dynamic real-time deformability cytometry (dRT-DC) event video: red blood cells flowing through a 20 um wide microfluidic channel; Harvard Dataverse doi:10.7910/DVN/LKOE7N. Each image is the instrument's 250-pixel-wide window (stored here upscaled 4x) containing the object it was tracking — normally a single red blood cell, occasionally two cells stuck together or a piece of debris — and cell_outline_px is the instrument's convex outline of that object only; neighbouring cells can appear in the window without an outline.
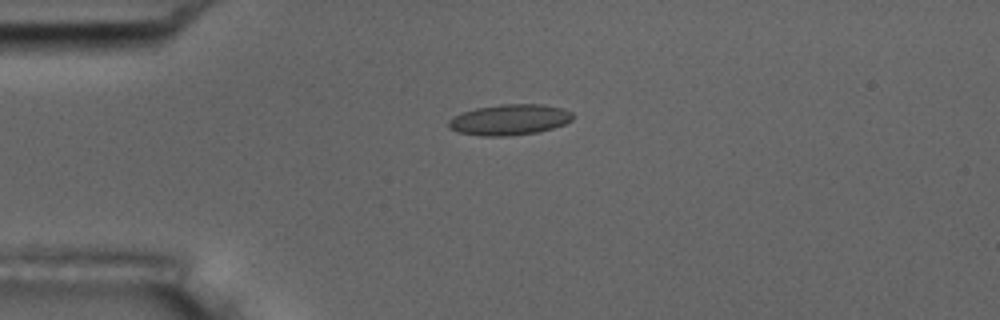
{"species": "common noctule bat (a hibernating species)", "species_latin": "Nyctalus noctula", "temperature_condition": "room temperature", "stored_images_in_passage": 5, "camera_frame_rate_fps": 3000, "um_per_image_px": 0.085, "animal": {"sex": "male", "body_mass_g": 17.5, "forearm_length_mm": 52.3}, "frame": {"image": 1, "passage_image": 4, "time_ms": 4.333, "image_size_px": [1000, 320], "cell_outline_px": [[576, 116], [572, 120], [564, 124], [552, 128], [536, 132], [508, 136], [480, 136], [460, 132], [448, 128], [448, 120], [452, 116], [476, 108], [500, 104], [544, 104], [564, 108], [572, 112]], "centroid_in_image_um": [43.33, 10.16], "position_along_channel_um": 41.7, "area_um2": 22.43}}